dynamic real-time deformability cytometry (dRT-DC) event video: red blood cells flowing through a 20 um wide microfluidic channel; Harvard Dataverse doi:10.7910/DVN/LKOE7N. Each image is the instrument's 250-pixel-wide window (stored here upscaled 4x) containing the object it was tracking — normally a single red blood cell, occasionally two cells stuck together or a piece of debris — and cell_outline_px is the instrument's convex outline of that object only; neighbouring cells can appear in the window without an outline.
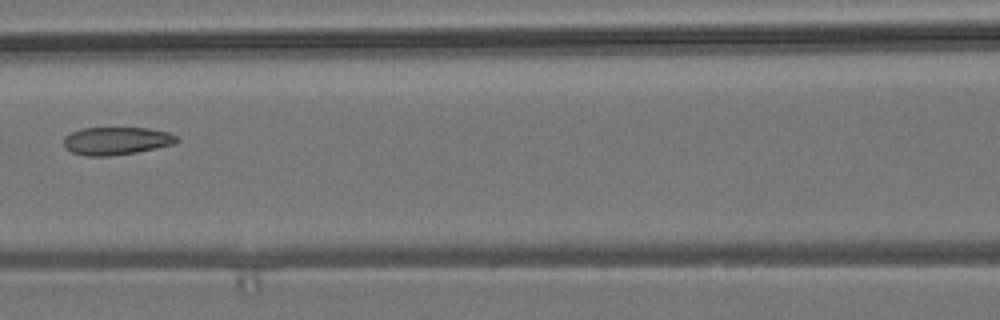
{"species": "common noctule bat (a hibernating species)", "species_latin": "Nyctalus noctula", "temperature_condition": "room temperature", "stored_images_in_passage": 10, "camera_frame_rate_fps": 3000, "um_per_image_px": 0.085, "animal": {"sex": "male", "body_mass_g": 19.2, "forearm_length_mm": 51.8}, "frame": {"image": 1, "passage_image": 6, "time_ms": 7.0, "image_size_px": [1000, 320], "cell_outline_px": [[180, 140], [172, 144], [136, 152], [112, 156], [84, 156], [72, 152], [64, 148], [64, 136], [72, 132], [84, 128], [148, 128], [168, 132], [176, 136]], "centroid_in_image_um": [9.86, 11.98], "position_along_channel_um": 156.7, "area_um2": 18.26}}
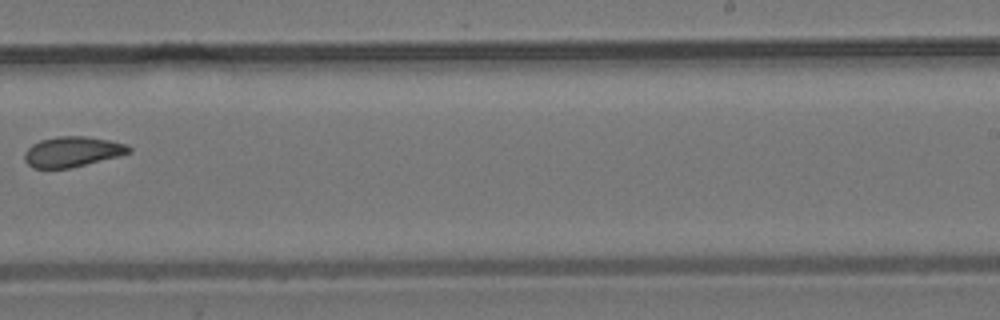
{"frame": {"image": 2, "passage_image": 9, "time_ms": 10.333, "image_size_px": [1000, 320], "cell_outline_px": [[132, 152], [120, 156], [68, 168], [32, 168], [24, 160], [24, 152], [32, 144], [40, 140], [60, 136], [84, 136], [108, 140], [124, 144], [132, 148]], "centroid_in_image_um": [6.13, 12.9], "position_along_channel_um": 282.9, "area_um2": 18.32}}
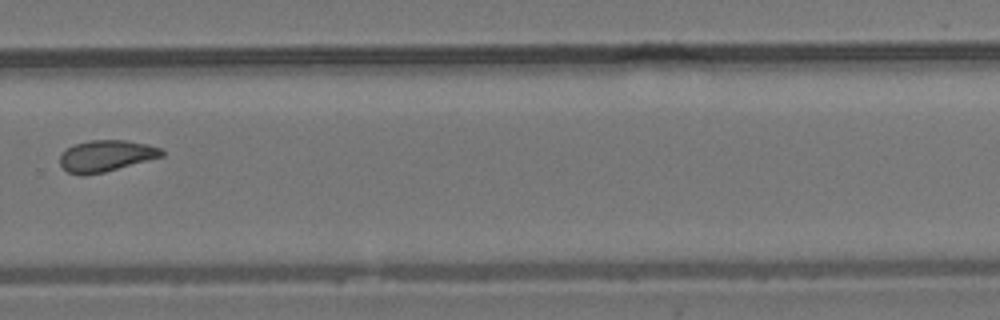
{"frame": {"image": 3, "passage_image": 10, "time_ms": 11.333, "image_size_px": [1000, 320], "cell_outline_px": [[164, 156], [104, 172], [84, 176], [80, 176], [68, 172], [60, 164], [60, 156], [72, 144], [88, 140], [124, 140], [148, 144], [160, 148], [164, 152]], "centroid_in_image_um": [9.01, 13.25], "position_along_channel_um": 320.8, "area_um2": 18.67}}